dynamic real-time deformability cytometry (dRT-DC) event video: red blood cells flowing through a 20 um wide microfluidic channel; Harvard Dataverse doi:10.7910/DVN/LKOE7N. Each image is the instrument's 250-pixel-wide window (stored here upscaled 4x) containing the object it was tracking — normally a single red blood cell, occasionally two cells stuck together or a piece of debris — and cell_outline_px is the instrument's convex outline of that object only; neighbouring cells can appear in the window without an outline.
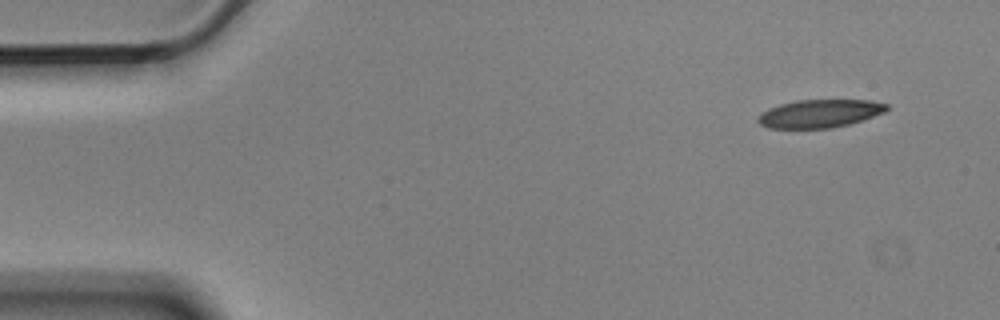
{"species": "Egyptian fruit bat (a non-hibernating species)", "species_latin": "Rousettus aegyptiacus", "temperature_condition": "cold", "stored_images_in_passage": 12, "camera_frame_rate_fps": 3000, "um_per_image_px": 0.085, "animal": {"sex": "male"}, "frame": {"image": 1, "passage_image": 1, "time_ms": 0.0, "image_size_px": [1000, 320], "cell_outline_px": [[888, 108], [884, 112], [848, 124], [832, 128], [768, 128], [760, 124], [756, 120], [760, 112], [768, 108], [780, 104], [796, 100], [872, 100], [888, 104]], "centroid_in_image_um": [69.62, 9.64], "position_along_channel_um": 15.4, "area_um2": 21.04}}
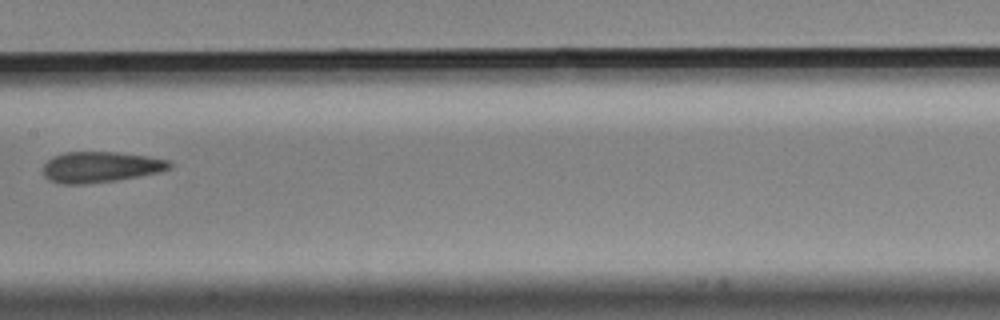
{"frame": {"image": 2, "passage_image": 7, "time_ms": 2.0, "image_size_px": [1000, 320], "cell_outline_px": [[172, 164], [168, 168], [160, 172], [116, 180], [84, 184], [60, 184], [48, 180], [44, 176], [44, 164], [52, 156], [64, 152], [116, 152], [148, 156], [172, 160]], "centroid_in_image_um": [8.53, 14.19], "position_along_channel_um": 198.9, "area_um2": 22.77}}
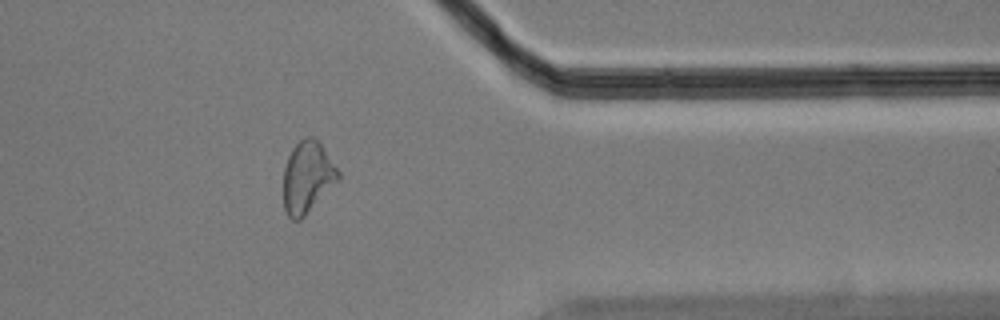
{"frame": {"image": 3, "passage_image": 12, "time_ms": 3.667, "image_size_px": [1000, 320], "cell_outline_px": [[340, 180], [300, 220], [292, 220], [288, 216], [284, 208], [284, 168], [288, 156], [292, 148], [304, 136], [312, 136], [320, 144], [340, 172]], "centroid_in_image_um": [26.13, 15.07], "position_along_channel_um": 385.3, "area_um2": 22.77}}